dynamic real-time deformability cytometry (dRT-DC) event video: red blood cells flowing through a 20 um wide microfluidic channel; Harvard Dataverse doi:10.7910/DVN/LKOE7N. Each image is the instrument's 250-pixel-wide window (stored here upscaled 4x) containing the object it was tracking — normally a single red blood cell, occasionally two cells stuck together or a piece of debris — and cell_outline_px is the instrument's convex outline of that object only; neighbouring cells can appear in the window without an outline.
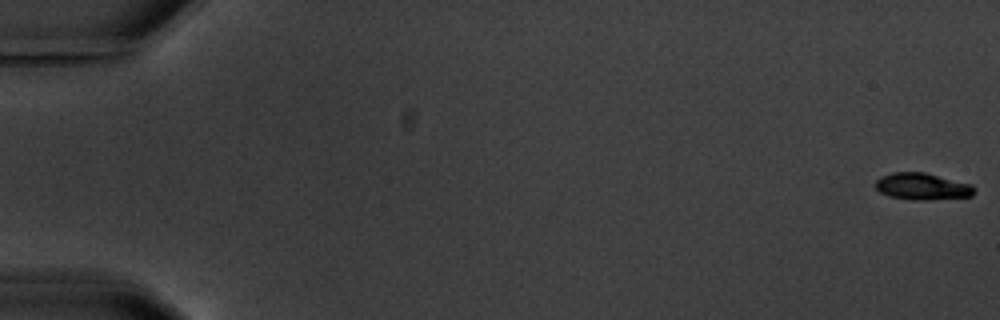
{"species": "common noctule bat (a hibernating species)", "species_latin": "Nyctalus noctula", "temperature_condition": "warm", "stored_images_in_passage": 5, "camera_frame_rate_fps": 3000, "um_per_image_px": 0.085, "animal": {"sex": "male", "body_mass_g": 20.1, "forearm_length_mm": 53.5}, "frame": {"image": 1, "passage_image": 1, "time_ms": 0.0, "image_size_px": [1000, 320], "cell_outline_px": [[976, 192], [972, 196], [924, 200], [912, 200], [888, 196], [880, 192], [876, 188], [876, 180], [880, 176], [892, 172], [924, 172], [972, 184], [976, 188]], "centroid_in_image_um": [78.4, 15.84], "position_along_channel_um": 6.6, "area_um2": 15.55}}
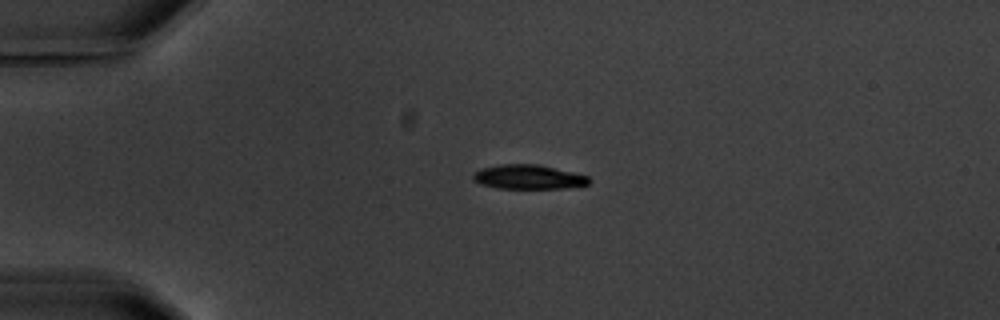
{"frame": {"image": 2, "passage_image": 4, "time_ms": 4.667, "image_size_px": [1000, 320], "cell_outline_px": [[592, 180], [588, 184], [568, 188], [496, 188], [480, 184], [472, 180], [472, 172], [480, 168], [500, 164], [540, 164], [588, 176]], "centroid_in_image_um": [44.87, 15.03], "position_along_channel_um": 40.1, "area_um2": 16.65}}